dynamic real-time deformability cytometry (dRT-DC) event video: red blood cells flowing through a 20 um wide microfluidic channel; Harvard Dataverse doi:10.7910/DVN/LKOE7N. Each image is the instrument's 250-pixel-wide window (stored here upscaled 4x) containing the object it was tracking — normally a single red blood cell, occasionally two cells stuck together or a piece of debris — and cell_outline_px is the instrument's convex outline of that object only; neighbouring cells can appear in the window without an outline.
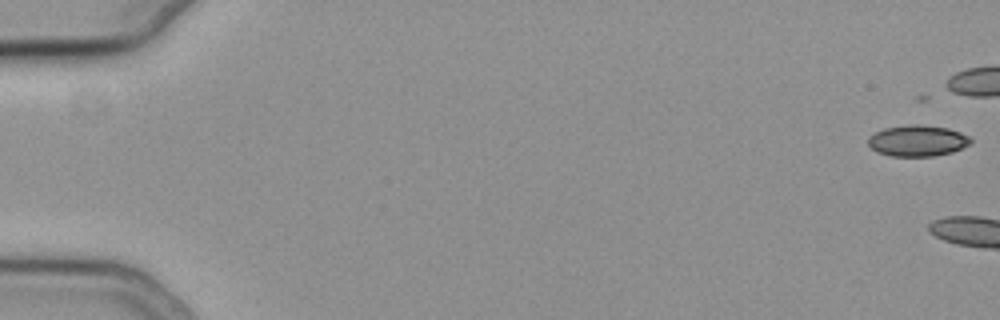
{"species": "common noctule bat (a hibernating species)", "species_latin": "Nyctalus noctula", "temperature_condition": "cold", "stored_images_in_passage": 4, "camera_frame_rate_fps": 3000, "um_per_image_px": 0.085, "animal": {"sex": "female", "body_mass_g": 19.3, "forearm_length_mm": 54.1}, "frame": {"image": 1, "passage_image": 1, "time_ms": 0.0, "image_size_px": [1000, 320], "cell_outline_px": [[972, 140], [968, 144], [952, 152], [932, 156], [892, 156], [876, 152], [868, 144], [868, 136], [884, 128], [912, 124], [920, 124], [948, 128], [960, 132], [968, 136]], "centroid_in_image_um": [77.96, 11.95], "position_along_channel_um": 7.0, "area_um2": 18.5}}